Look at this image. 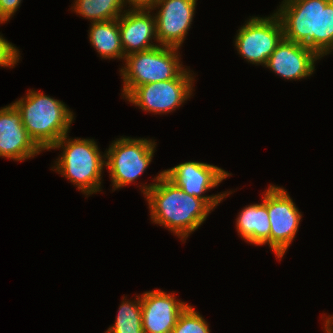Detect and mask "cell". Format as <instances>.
<instances>
[{
  "label": "cell",
  "instance_id": "obj_1",
  "mask_svg": "<svg viewBox=\"0 0 333 333\" xmlns=\"http://www.w3.org/2000/svg\"><path fill=\"white\" fill-rule=\"evenodd\" d=\"M149 205L150 220L184 241L206 221L213 209L201 198L185 193L163 171L153 183L140 185Z\"/></svg>",
  "mask_w": 333,
  "mask_h": 333
},
{
  "label": "cell",
  "instance_id": "obj_2",
  "mask_svg": "<svg viewBox=\"0 0 333 333\" xmlns=\"http://www.w3.org/2000/svg\"><path fill=\"white\" fill-rule=\"evenodd\" d=\"M275 13L284 38L314 50L321 58L333 51V0H283Z\"/></svg>",
  "mask_w": 333,
  "mask_h": 333
},
{
  "label": "cell",
  "instance_id": "obj_3",
  "mask_svg": "<svg viewBox=\"0 0 333 333\" xmlns=\"http://www.w3.org/2000/svg\"><path fill=\"white\" fill-rule=\"evenodd\" d=\"M27 95L12 104L21 113L22 123L31 139L42 150L50 148L70 131L74 113L63 101L41 91L27 90Z\"/></svg>",
  "mask_w": 333,
  "mask_h": 333
},
{
  "label": "cell",
  "instance_id": "obj_4",
  "mask_svg": "<svg viewBox=\"0 0 333 333\" xmlns=\"http://www.w3.org/2000/svg\"><path fill=\"white\" fill-rule=\"evenodd\" d=\"M52 149L63 151L56 159L53 171L68 179L86 197L102 191L105 153H101L94 139H72L66 134L50 148Z\"/></svg>",
  "mask_w": 333,
  "mask_h": 333
},
{
  "label": "cell",
  "instance_id": "obj_5",
  "mask_svg": "<svg viewBox=\"0 0 333 333\" xmlns=\"http://www.w3.org/2000/svg\"><path fill=\"white\" fill-rule=\"evenodd\" d=\"M178 49L159 45L126 56L125 65L119 70L123 79V99L143 84L175 79L185 69Z\"/></svg>",
  "mask_w": 333,
  "mask_h": 333
},
{
  "label": "cell",
  "instance_id": "obj_6",
  "mask_svg": "<svg viewBox=\"0 0 333 333\" xmlns=\"http://www.w3.org/2000/svg\"><path fill=\"white\" fill-rule=\"evenodd\" d=\"M156 142L147 138L121 137L112 141L105 151V167L109 172L112 191L132 184L152 162Z\"/></svg>",
  "mask_w": 333,
  "mask_h": 333
},
{
  "label": "cell",
  "instance_id": "obj_7",
  "mask_svg": "<svg viewBox=\"0 0 333 333\" xmlns=\"http://www.w3.org/2000/svg\"><path fill=\"white\" fill-rule=\"evenodd\" d=\"M273 13L268 17L254 15L237 30L234 46L248 63L265 67L268 58L284 38L282 22Z\"/></svg>",
  "mask_w": 333,
  "mask_h": 333
},
{
  "label": "cell",
  "instance_id": "obj_8",
  "mask_svg": "<svg viewBox=\"0 0 333 333\" xmlns=\"http://www.w3.org/2000/svg\"><path fill=\"white\" fill-rule=\"evenodd\" d=\"M185 68L175 79L138 86L127 98L146 113L167 114L178 109L193 94L195 77Z\"/></svg>",
  "mask_w": 333,
  "mask_h": 333
},
{
  "label": "cell",
  "instance_id": "obj_9",
  "mask_svg": "<svg viewBox=\"0 0 333 333\" xmlns=\"http://www.w3.org/2000/svg\"><path fill=\"white\" fill-rule=\"evenodd\" d=\"M261 200L270 220V249L281 260L296 237L303 215L283 187L270 184Z\"/></svg>",
  "mask_w": 333,
  "mask_h": 333
},
{
  "label": "cell",
  "instance_id": "obj_10",
  "mask_svg": "<svg viewBox=\"0 0 333 333\" xmlns=\"http://www.w3.org/2000/svg\"><path fill=\"white\" fill-rule=\"evenodd\" d=\"M163 174L185 193L203 199L212 209H215L226 196L232 194V191H224L203 195L231 176L228 171L212 164L188 161L163 170Z\"/></svg>",
  "mask_w": 333,
  "mask_h": 333
},
{
  "label": "cell",
  "instance_id": "obj_11",
  "mask_svg": "<svg viewBox=\"0 0 333 333\" xmlns=\"http://www.w3.org/2000/svg\"><path fill=\"white\" fill-rule=\"evenodd\" d=\"M198 0H157L156 36L158 44L181 48L195 15Z\"/></svg>",
  "mask_w": 333,
  "mask_h": 333
},
{
  "label": "cell",
  "instance_id": "obj_12",
  "mask_svg": "<svg viewBox=\"0 0 333 333\" xmlns=\"http://www.w3.org/2000/svg\"><path fill=\"white\" fill-rule=\"evenodd\" d=\"M141 305L144 333H171L189 304L177 299L173 292L155 289L141 294Z\"/></svg>",
  "mask_w": 333,
  "mask_h": 333
},
{
  "label": "cell",
  "instance_id": "obj_13",
  "mask_svg": "<svg viewBox=\"0 0 333 333\" xmlns=\"http://www.w3.org/2000/svg\"><path fill=\"white\" fill-rule=\"evenodd\" d=\"M319 59L314 50L283 38L265 67L283 79L300 81L315 72V62Z\"/></svg>",
  "mask_w": 333,
  "mask_h": 333
},
{
  "label": "cell",
  "instance_id": "obj_14",
  "mask_svg": "<svg viewBox=\"0 0 333 333\" xmlns=\"http://www.w3.org/2000/svg\"><path fill=\"white\" fill-rule=\"evenodd\" d=\"M40 152L42 150L29 136L17 108L12 103L0 108V157L22 162Z\"/></svg>",
  "mask_w": 333,
  "mask_h": 333
},
{
  "label": "cell",
  "instance_id": "obj_15",
  "mask_svg": "<svg viewBox=\"0 0 333 333\" xmlns=\"http://www.w3.org/2000/svg\"><path fill=\"white\" fill-rule=\"evenodd\" d=\"M151 11L127 9L118 18L121 45L125 57L159 46L156 36V19ZM152 40L157 41L156 44Z\"/></svg>",
  "mask_w": 333,
  "mask_h": 333
},
{
  "label": "cell",
  "instance_id": "obj_16",
  "mask_svg": "<svg viewBox=\"0 0 333 333\" xmlns=\"http://www.w3.org/2000/svg\"><path fill=\"white\" fill-rule=\"evenodd\" d=\"M237 216L236 230L245 242L270 247V220L263 202L245 206Z\"/></svg>",
  "mask_w": 333,
  "mask_h": 333
},
{
  "label": "cell",
  "instance_id": "obj_17",
  "mask_svg": "<svg viewBox=\"0 0 333 333\" xmlns=\"http://www.w3.org/2000/svg\"><path fill=\"white\" fill-rule=\"evenodd\" d=\"M88 33L92 47L102 59H125L118 19L92 22Z\"/></svg>",
  "mask_w": 333,
  "mask_h": 333
},
{
  "label": "cell",
  "instance_id": "obj_18",
  "mask_svg": "<svg viewBox=\"0 0 333 333\" xmlns=\"http://www.w3.org/2000/svg\"><path fill=\"white\" fill-rule=\"evenodd\" d=\"M73 4L71 9L91 23L118 19L126 11L122 0H74Z\"/></svg>",
  "mask_w": 333,
  "mask_h": 333
},
{
  "label": "cell",
  "instance_id": "obj_19",
  "mask_svg": "<svg viewBox=\"0 0 333 333\" xmlns=\"http://www.w3.org/2000/svg\"><path fill=\"white\" fill-rule=\"evenodd\" d=\"M123 296L118 308L115 323L105 333H144L142 328V305L141 295L136 294L133 301Z\"/></svg>",
  "mask_w": 333,
  "mask_h": 333
},
{
  "label": "cell",
  "instance_id": "obj_20",
  "mask_svg": "<svg viewBox=\"0 0 333 333\" xmlns=\"http://www.w3.org/2000/svg\"><path fill=\"white\" fill-rule=\"evenodd\" d=\"M207 321L190 304L179 315L171 333H210Z\"/></svg>",
  "mask_w": 333,
  "mask_h": 333
},
{
  "label": "cell",
  "instance_id": "obj_21",
  "mask_svg": "<svg viewBox=\"0 0 333 333\" xmlns=\"http://www.w3.org/2000/svg\"><path fill=\"white\" fill-rule=\"evenodd\" d=\"M20 51L0 33V67L13 68L20 60Z\"/></svg>",
  "mask_w": 333,
  "mask_h": 333
},
{
  "label": "cell",
  "instance_id": "obj_22",
  "mask_svg": "<svg viewBox=\"0 0 333 333\" xmlns=\"http://www.w3.org/2000/svg\"><path fill=\"white\" fill-rule=\"evenodd\" d=\"M22 0H0V24L6 23L20 8Z\"/></svg>",
  "mask_w": 333,
  "mask_h": 333
},
{
  "label": "cell",
  "instance_id": "obj_23",
  "mask_svg": "<svg viewBox=\"0 0 333 333\" xmlns=\"http://www.w3.org/2000/svg\"><path fill=\"white\" fill-rule=\"evenodd\" d=\"M124 7L128 10H151L157 0H122ZM128 3V4H127ZM130 8V9H129Z\"/></svg>",
  "mask_w": 333,
  "mask_h": 333
},
{
  "label": "cell",
  "instance_id": "obj_24",
  "mask_svg": "<svg viewBox=\"0 0 333 333\" xmlns=\"http://www.w3.org/2000/svg\"><path fill=\"white\" fill-rule=\"evenodd\" d=\"M326 319V320H325ZM324 319V331L325 333H333V317H327Z\"/></svg>",
  "mask_w": 333,
  "mask_h": 333
}]
</instances>
